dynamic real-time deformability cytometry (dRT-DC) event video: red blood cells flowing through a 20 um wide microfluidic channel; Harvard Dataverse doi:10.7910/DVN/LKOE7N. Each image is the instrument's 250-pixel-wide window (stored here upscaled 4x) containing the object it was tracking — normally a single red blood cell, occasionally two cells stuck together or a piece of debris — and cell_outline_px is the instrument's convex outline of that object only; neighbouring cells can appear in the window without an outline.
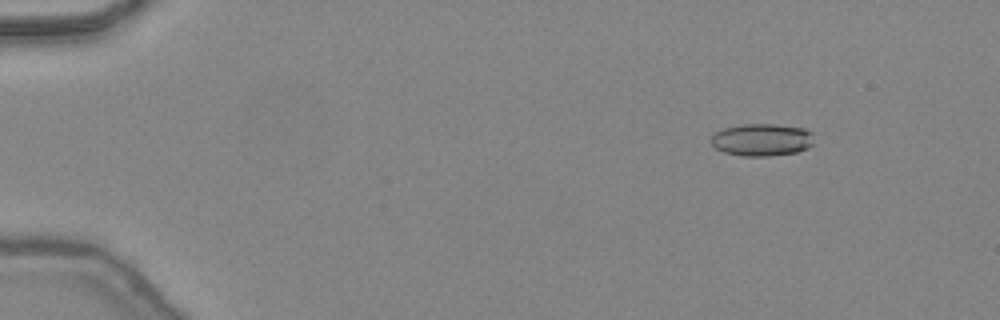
{"species": "common noctule bat (a hibernating species)", "species_latin": "Nyctalus noctula", "temperature_condition": "warm", "stored_images_in_passage": 48, "camera_frame_rate_fps": 3000, "um_per_image_px": 0.085, "animal": {"sex": "female", "body_mass_g": 24.6, "forearm_length_mm": 56.2}, "frame": {"image": 1, "passage_image": 7, "time_ms": 2.0, "image_size_px": [1000, 320], "cell_outline_px": [[812, 144], [808, 148], [796, 152], [768, 156], [740, 156], [724, 152], [716, 148], [712, 144], [712, 136], [716, 132], [724, 128], [744, 124], [776, 124], [804, 128], [812, 132]], "centroid_in_image_um": [64.77, 11.88], "position_along_channel_um": 20.2, "area_um2": 19.36}}
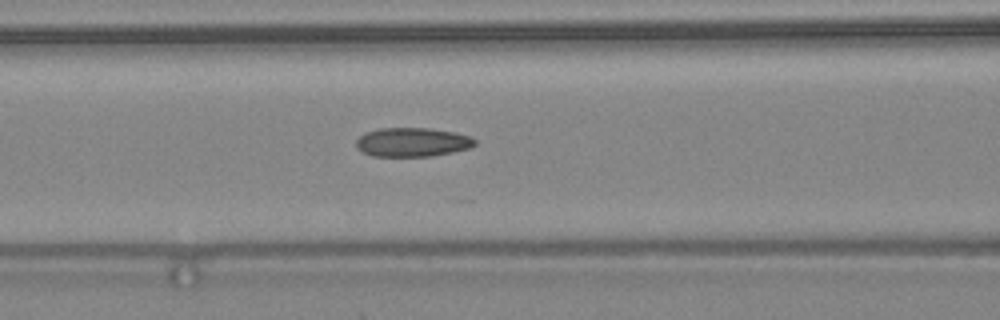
{"frame": {"image": 2, "passage_image": 22, "time_ms": 7.0, "image_size_px": [1000, 320], "cell_outline_px": [[476, 144], [472, 148], [432, 156], [372, 156], [356, 148], [356, 140], [364, 132], [380, 128], [428, 128], [456, 132], [472, 136], [476, 140]], "centroid_in_image_um": [35.08, 12.08], "position_along_channel_um": 131.5, "area_um2": 20.29}}
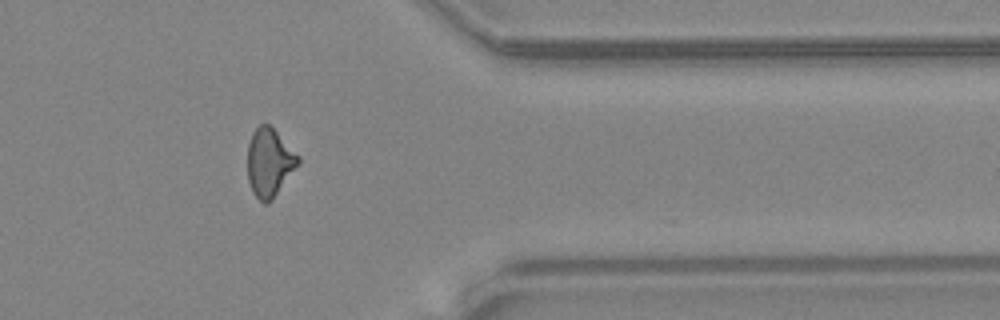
{"frame": {"image": 3, "passage_image": 40, "time_ms": 13.0, "image_size_px": [1000, 320], "cell_outline_px": [[300, 164], [272, 200], [268, 204], [264, 204], [252, 192], [248, 180], [248, 144], [252, 132], [260, 124], [268, 124], [300, 156]], "centroid_in_image_um": [22.91, 13.84], "position_along_channel_um": 388.5, "area_um2": 20.17}, "authors_computed_cell_mechanics": {"area_um2": 19.9121, "velocity_mm_per_s": 4.491, "shape_relaxation_time_tau1_ms": null, "shape_relaxation_time_tau2_ms": 1.8703, "deformation_change_tau1": null, "deformation_change_tau2": 0.0946}}